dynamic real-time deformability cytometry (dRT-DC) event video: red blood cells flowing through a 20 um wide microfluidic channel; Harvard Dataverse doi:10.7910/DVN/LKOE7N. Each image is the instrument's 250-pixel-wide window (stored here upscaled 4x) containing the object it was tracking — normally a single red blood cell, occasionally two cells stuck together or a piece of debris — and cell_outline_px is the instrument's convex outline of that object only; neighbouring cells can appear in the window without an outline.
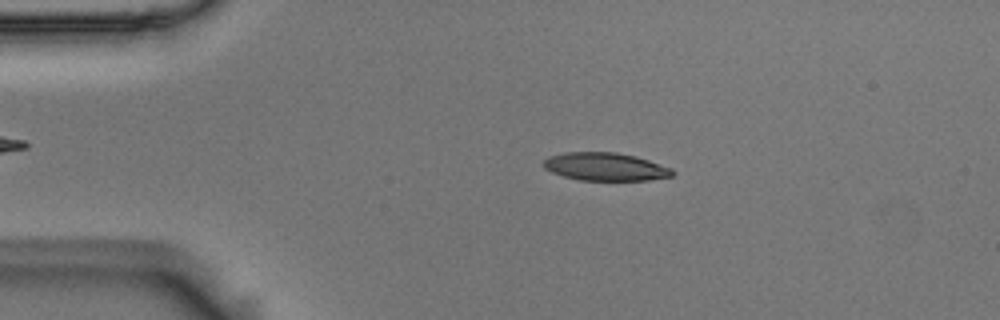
{"species": "Egyptian fruit bat (a non-hibernating species)", "species_latin": "Rousettus aegyptiacus", "temperature_condition": "room temperature", "stored_images_in_passage": 44, "camera_frame_rate_fps": 3000, "um_per_image_px": 0.085, "animal": {"sex": "male"}, "frame": {"image": 1, "passage_image": 1, "time_ms": 0.0, "image_size_px": [1000, 320], "cell_outline_px": [[676, 172], [672, 176], [648, 180], [580, 180], [564, 176], [552, 172], [544, 168], [544, 160], [548, 156], [564, 152], [616, 152], [636, 156], [672, 168]], "centroid_in_image_um": [51.46, 14.16], "position_along_channel_um": 33.5, "area_um2": 21.04}}
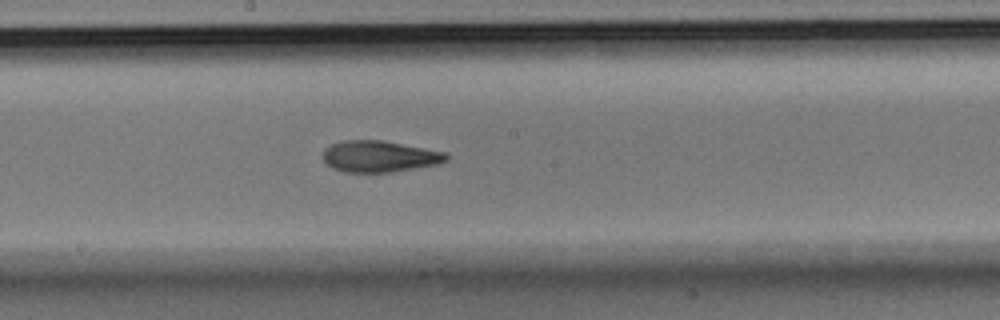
{"frame": {"image": 2, "passage_image": 19, "time_ms": 6.0, "image_size_px": [1000, 320], "cell_outline_px": [[448, 160], [436, 164], [392, 172], [344, 172], [332, 168], [324, 160], [324, 148], [332, 144], [344, 140], [384, 140], [444, 152], [448, 156]], "centroid_in_image_um": [32.23, 13.29], "position_along_channel_um": 216.0, "area_um2": 22.37}}
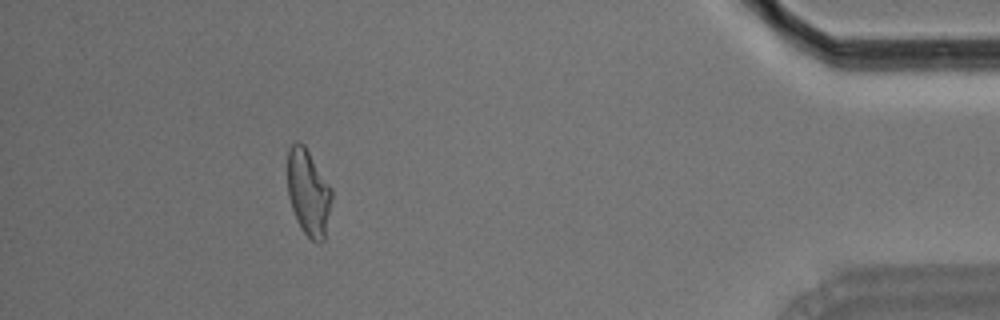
{"frame": {"image": 3, "passage_image": 39, "time_ms": 12.667, "image_size_px": [1000, 320], "cell_outline_px": [[332, 196], [324, 240], [320, 244], [316, 244], [304, 232], [296, 220], [288, 196], [288, 148], [296, 140], [304, 144], [332, 188]], "centroid_in_image_um": [26.21, 16.36], "position_along_channel_um": 409.0, "area_um2": 22.25}, "authors_computed_cell_mechanics": {"area_um2": 22.4264, "velocity_mm_per_s": 3.711, "shape_relaxation_time_tau1_ms": 7.041, "shape_relaxation_time_tau2_ms": 3.0587, "deformation_change_tau1": 0.1894, "deformation_change_tau2": 0.1056}}